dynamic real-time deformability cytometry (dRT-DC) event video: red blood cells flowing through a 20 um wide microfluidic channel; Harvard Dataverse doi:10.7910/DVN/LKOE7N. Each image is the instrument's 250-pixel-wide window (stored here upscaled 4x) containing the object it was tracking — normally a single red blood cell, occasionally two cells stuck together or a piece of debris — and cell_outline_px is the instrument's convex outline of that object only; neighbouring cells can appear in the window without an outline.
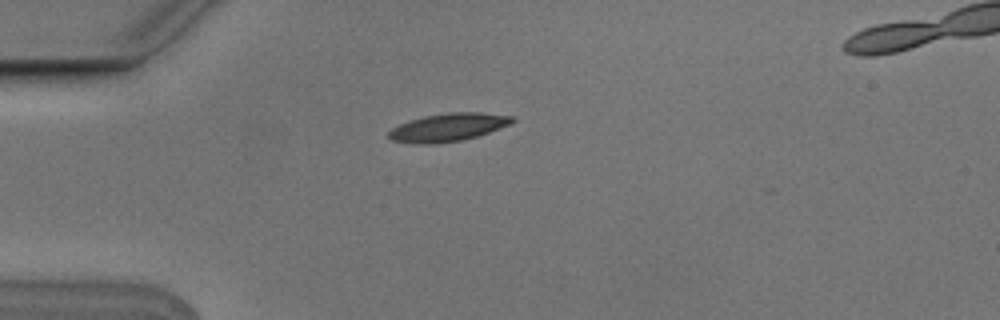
{"species": "Egyptian fruit bat (a non-hibernating species)", "species_latin": "Rousettus aegyptiacus", "temperature_condition": "cold", "stored_images_in_passage": 4, "camera_frame_rate_fps": 3000, "um_per_image_px": 0.085, "animal": {"sex": "male"}, "frame": {"image": 1, "passage_image": 1, "time_ms": 0.0, "image_size_px": [1000, 320], "cell_outline_px": [[516, 120], [512, 124], [476, 136], [460, 140], [436, 144], [424, 144], [392, 140], [388, 136], [388, 132], [392, 128], [400, 124], [424, 116], [448, 112], [480, 112], [512, 116]], "centroid_in_image_um": [38.12, 10.81], "position_along_channel_um": 46.9, "area_um2": 19.94}}
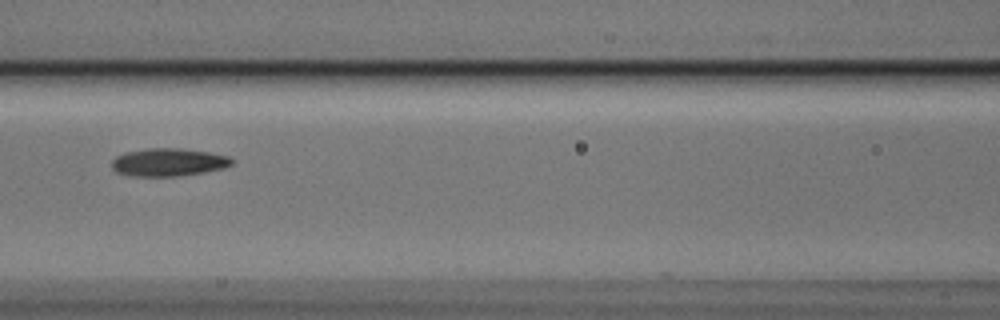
{"frame": {"image": 2, "passage_image": 4, "time_ms": 1.0, "image_size_px": [1000, 320], "cell_outline_px": [[232, 164], [224, 168], [204, 172], [176, 176], [132, 176], [116, 172], [112, 168], [112, 160], [116, 156], [124, 152], [148, 148], [180, 148], [208, 152], [228, 156], [232, 160]], "centroid_in_image_um": [14.28, 13.78], "position_along_channel_um": 152.3, "area_um2": 19.48}}